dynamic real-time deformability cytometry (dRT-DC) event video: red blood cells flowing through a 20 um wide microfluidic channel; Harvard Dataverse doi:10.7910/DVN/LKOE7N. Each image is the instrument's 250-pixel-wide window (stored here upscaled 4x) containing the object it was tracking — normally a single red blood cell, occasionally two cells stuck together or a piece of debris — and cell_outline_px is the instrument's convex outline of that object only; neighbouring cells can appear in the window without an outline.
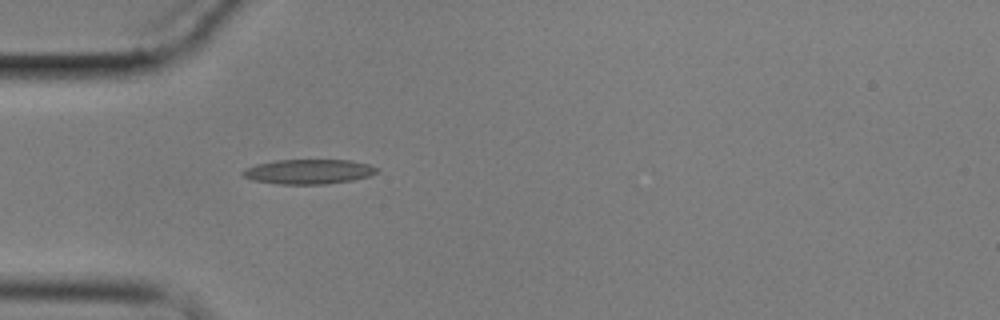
{"species": "common noctule bat (a hibernating species)", "species_latin": "Nyctalus noctula", "temperature_condition": "cold", "stored_images_in_passage": 3, "camera_frame_rate_fps": 3000, "um_per_image_px": 0.085, "animal": {"sex": "male", "body_mass_g": 17.9}, "frame": {"image": 1, "passage_image": 3, "time_ms": 3.0, "image_size_px": [1000, 320], "cell_outline_px": [[380, 168], [376, 172], [368, 176], [352, 180], [324, 184], [280, 184], [252, 180], [244, 176], [240, 172], [244, 168], [256, 164], [276, 160], [352, 160], [368, 164]], "centroid_in_image_um": [26.21, 14.58], "position_along_channel_um": 58.8, "area_um2": 19.31}}